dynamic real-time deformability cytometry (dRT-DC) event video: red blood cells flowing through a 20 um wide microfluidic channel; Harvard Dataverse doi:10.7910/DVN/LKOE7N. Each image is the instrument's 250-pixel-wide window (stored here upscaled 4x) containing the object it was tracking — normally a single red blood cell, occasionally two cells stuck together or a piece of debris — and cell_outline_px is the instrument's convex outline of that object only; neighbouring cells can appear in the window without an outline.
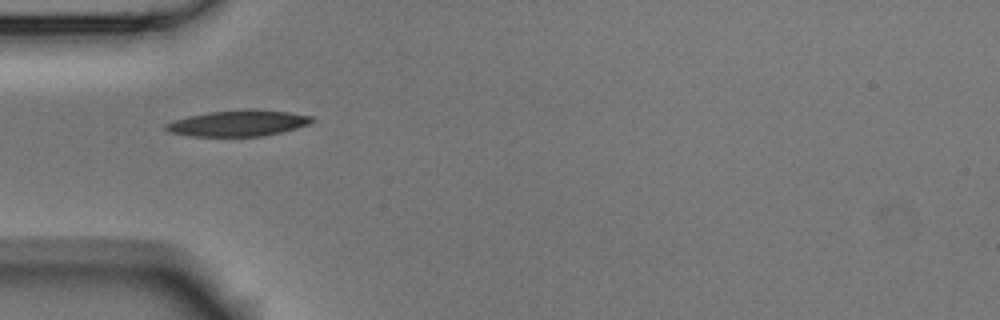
{"species": "Egyptian fruit bat (a non-hibernating species)", "species_latin": "Rousettus aegyptiacus", "temperature_condition": "room temperature", "stored_images_in_passage": 4, "camera_frame_rate_fps": 3000, "um_per_image_px": 0.085, "animal": {"sex": "male"}, "frame": {"image": 1, "passage_image": 3, "time_ms": 0.667, "image_size_px": [1000, 320], "cell_outline_px": [[316, 120], [308, 124], [296, 128], [280, 132], [260, 136], [188, 136], [168, 132], [164, 128], [164, 124], [188, 116], [208, 112], [252, 108], [288, 112], [312, 116]], "centroid_in_image_um": [20.23, 10.46], "position_along_channel_um": 64.8, "area_um2": 22.2}}
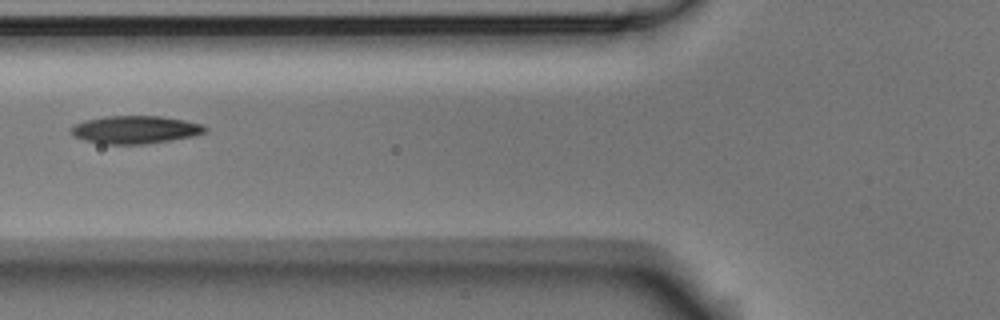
{"frame": {"image": 2, "passage_image": 4, "time_ms": 1.0, "image_size_px": [1000, 320], "cell_outline_px": [[208, 132], [192, 136], [144, 144], [100, 144], [84, 140], [76, 136], [68, 128], [76, 124], [88, 120], [108, 116], [160, 116], [184, 120], [200, 124], [208, 128]], "centroid_in_image_um": [11.51, 11.02], "position_along_channel_um": 114.3, "area_um2": 21.5}}